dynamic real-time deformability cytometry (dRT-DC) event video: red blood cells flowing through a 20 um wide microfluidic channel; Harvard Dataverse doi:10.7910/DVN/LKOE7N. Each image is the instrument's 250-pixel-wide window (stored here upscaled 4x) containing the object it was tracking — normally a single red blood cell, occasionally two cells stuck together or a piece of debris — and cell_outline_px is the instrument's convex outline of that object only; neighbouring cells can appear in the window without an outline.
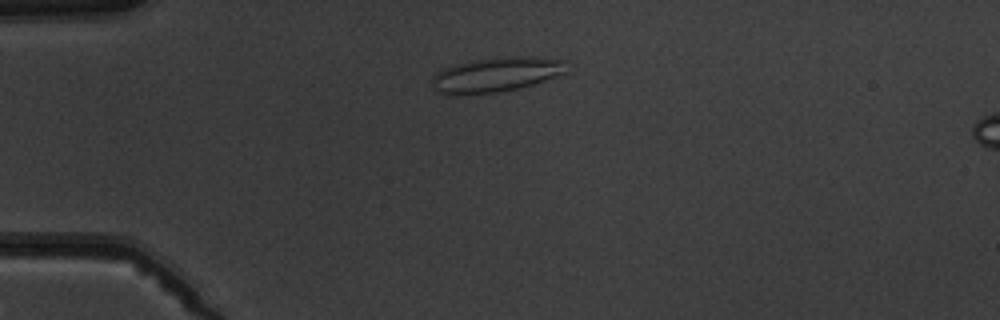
{"species": "common noctule bat (a hibernating species)", "species_latin": "Nyctalus noctula", "temperature_condition": "warm", "stored_images_in_passage": 2, "camera_frame_rate_fps": 3000, "um_per_image_px": 0.085, "animal": {"sex": "male", "body_mass_g": 19.5, "forearm_length_mm": 54.6}, "frame": {"image": 1, "passage_image": 1, "time_ms": 0.0, "image_size_px": [1000, 320], "cell_outline_px": [[564, 72], [544, 80], [532, 84], [500, 92], [440, 92], [432, 88], [432, 76], [436, 72], [452, 64], [472, 60], [496, 56], [536, 56], [564, 60]], "centroid_in_image_um": [42.15, 6.28], "position_along_channel_um": 42.8, "area_um2": 26.59}}